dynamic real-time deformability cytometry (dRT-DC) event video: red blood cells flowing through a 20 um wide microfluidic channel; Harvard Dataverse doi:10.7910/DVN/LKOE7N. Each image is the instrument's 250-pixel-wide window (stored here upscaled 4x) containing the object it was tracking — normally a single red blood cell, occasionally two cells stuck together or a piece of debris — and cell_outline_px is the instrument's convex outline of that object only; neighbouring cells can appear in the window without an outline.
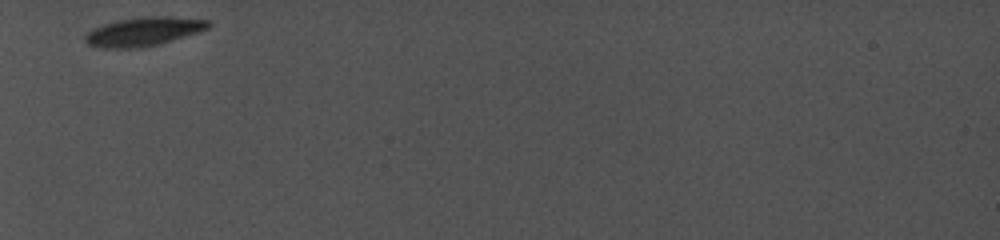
{"species": "common noctule bat (a hibernating species)", "species_latin": "Nyctalus noctula", "temperature_condition": "cold", "stored_images_in_passage": 19, "camera_frame_rate_fps": 5000, "um_per_image_px": 0.085, "animal": {"sex": "female", "body_mass_g": 19.0, "forearm_length_mm": 56.7}, "frame": {"image": 1, "passage_image": 1, "time_ms": 0.0, "image_size_px": [1000, 240], "cell_outline_px": [[212, 24], [208, 28], [200, 32], [160, 44], [140, 48], [96, 48], [88, 44], [84, 40], [84, 36], [92, 28], [116, 20], [140, 16], [172, 16], [212, 20]], "centroid_in_image_um": [12.23, 2.67], "position_along_channel_um": 72.8, "area_um2": 21.21}}
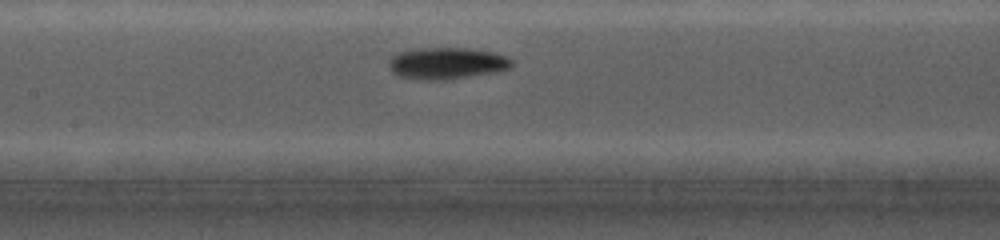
{"frame": {"image": 2, "passage_image": 11, "time_ms": 3.0, "image_size_px": [1000, 240], "cell_outline_px": [[512, 68], [496, 72], [444, 80], [420, 80], [400, 76], [392, 72], [388, 68], [388, 60], [392, 56], [400, 52], [420, 48], [472, 48], [492, 52], [504, 56], [512, 60]], "centroid_in_image_um": [37.96, 5.38], "position_along_channel_um": 169.4, "area_um2": 22.77}}